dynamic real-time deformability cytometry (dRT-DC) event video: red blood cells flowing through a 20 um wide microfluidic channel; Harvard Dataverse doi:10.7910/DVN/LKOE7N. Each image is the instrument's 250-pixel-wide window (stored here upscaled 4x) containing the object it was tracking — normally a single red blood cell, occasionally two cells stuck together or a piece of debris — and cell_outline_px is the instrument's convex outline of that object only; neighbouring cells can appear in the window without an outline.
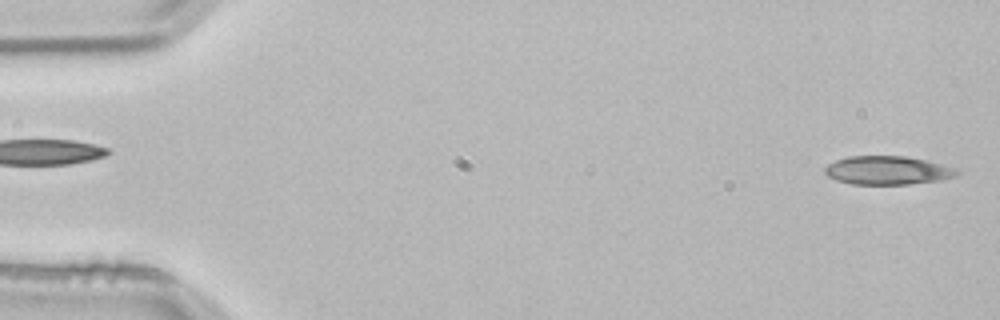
{"species": "common noctule bat (a hibernating species)", "species_latin": "Nyctalus noctula", "temperature_condition": "room temperature", "stored_images_in_passage": 4, "segment_of_instrument_passage": [2, 2], "camera_frame_rate_fps": 3000, "um_per_image_px": 0.085, "animal": {"sex": "male", "body_mass_g": 21.5, "forearm_length_mm": 52.0}, "frame": {"image": 1, "passage_image": 4, "time_ms": 1.0, "image_size_px": [1000, 320], "cell_outline_px": [[960, 172], [956, 176], [940, 180], [908, 184], [852, 184], [836, 180], [828, 176], [824, 172], [824, 168], [828, 164], [836, 160], [848, 156], [904, 156], [924, 160], [940, 164], [952, 168]], "centroid_in_image_um": [75.39, 14.48], "position_along_channel_um": 9.6, "area_um2": 21.73}}